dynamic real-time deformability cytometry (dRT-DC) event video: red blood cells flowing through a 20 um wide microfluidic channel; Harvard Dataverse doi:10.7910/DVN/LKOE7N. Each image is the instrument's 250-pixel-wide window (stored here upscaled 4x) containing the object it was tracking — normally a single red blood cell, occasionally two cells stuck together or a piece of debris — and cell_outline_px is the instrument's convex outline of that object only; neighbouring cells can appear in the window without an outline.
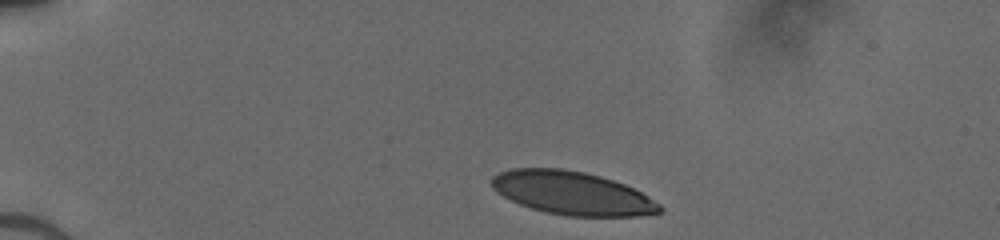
{"species": "human", "species_latin": "Homo sapiens", "temperature_condition": "cold", "stored_images_in_passage": 35, "camera_frame_rate_fps": 3000, "um_per_image_px": 0.085, "donor": {"sex": "male"}, "frame": {"image": 1, "passage_image": 1, "time_ms": 0.0, "image_size_px": [1000, 240], "cell_outline_px": [[664, 212], [636, 216], [568, 216], [544, 212], [520, 204], [496, 192], [492, 188], [492, 176], [500, 172], [512, 168], [564, 168], [584, 172], [600, 176], [624, 184], [648, 196], [660, 204], [664, 208]], "centroid_in_image_um": [48.65, 16.41], "position_along_channel_um": 36.4, "area_um2": 42.37}}
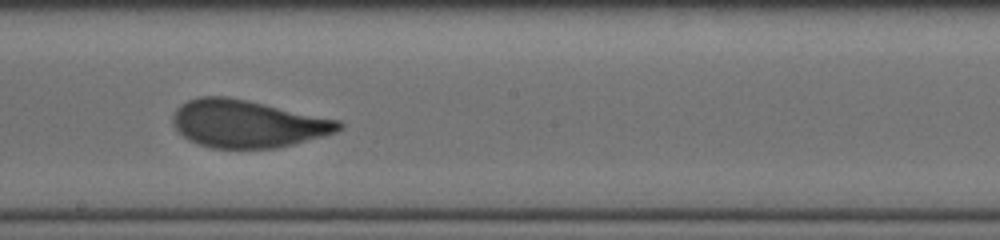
{"frame": {"image": 2, "passage_image": 20, "time_ms": 6.333, "image_size_px": [1000, 240], "cell_outline_px": [[344, 128], [336, 132], [324, 136], [276, 148], [212, 148], [188, 140], [172, 124], [172, 116], [176, 108], [180, 104], [188, 100], [200, 96], [228, 96], [248, 100], [340, 120], [344, 124]], "centroid_in_image_um": [21.04, 10.51], "position_along_channel_um": 227.2, "area_um2": 46.12}}
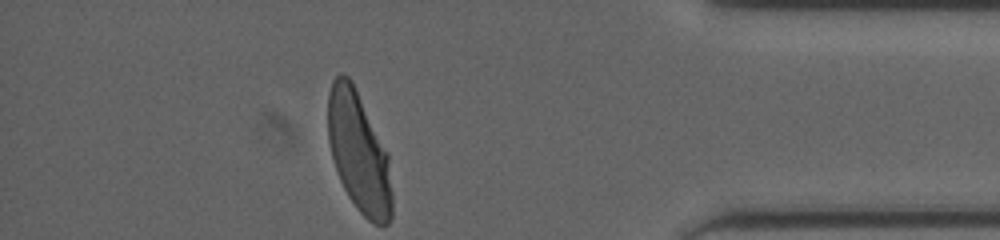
{"frame": {"image": 3, "passage_image": 35, "time_ms": 11.333, "image_size_px": [1000, 240], "cell_outline_px": [[392, 216], [388, 224], [372, 224], [356, 208], [348, 196], [340, 180], [332, 156], [328, 140], [328, 92], [332, 80], [340, 72], [348, 76], [352, 80], [388, 152], [392, 192]], "centroid_in_image_um": [30.5, 12.93], "position_along_channel_um": 404.7, "area_um2": 45.2}}